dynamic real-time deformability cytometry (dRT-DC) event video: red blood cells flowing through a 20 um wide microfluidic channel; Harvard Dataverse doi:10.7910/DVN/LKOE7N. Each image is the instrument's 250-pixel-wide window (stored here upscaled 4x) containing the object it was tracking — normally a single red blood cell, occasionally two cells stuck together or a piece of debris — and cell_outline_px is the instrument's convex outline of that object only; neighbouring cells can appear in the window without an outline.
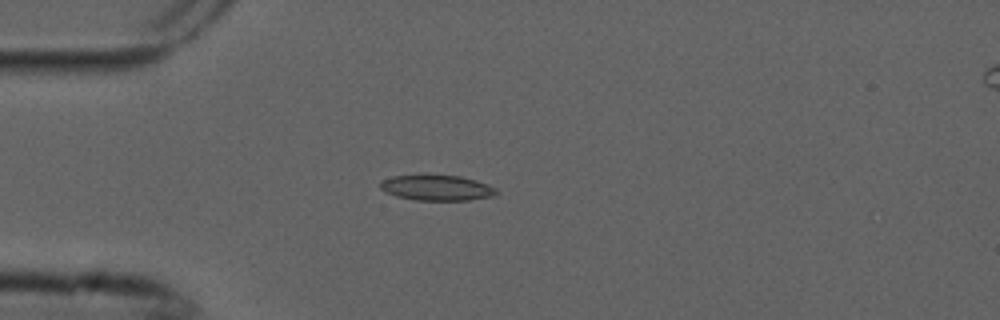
{"species": "common noctule bat (a hibernating species)", "species_latin": "Nyctalus noctula", "temperature_condition": "cold", "stored_images_in_passage": 5, "camera_frame_rate_fps": 3000, "um_per_image_px": 0.085, "animal": {"sex": "male", "forearm_length_mm": 52.5}, "frame": {"image": 1, "passage_image": 4, "time_ms": 1.0, "image_size_px": [1000, 320], "cell_outline_px": [[500, 192], [496, 196], [468, 200], [416, 200], [396, 196], [384, 192], [380, 188], [380, 184], [384, 180], [392, 176], [424, 172], [460, 176], [476, 180], [488, 184], [496, 188]], "centroid_in_image_um": [37.14, 15.92], "position_along_channel_um": 47.9, "area_um2": 18.09}}